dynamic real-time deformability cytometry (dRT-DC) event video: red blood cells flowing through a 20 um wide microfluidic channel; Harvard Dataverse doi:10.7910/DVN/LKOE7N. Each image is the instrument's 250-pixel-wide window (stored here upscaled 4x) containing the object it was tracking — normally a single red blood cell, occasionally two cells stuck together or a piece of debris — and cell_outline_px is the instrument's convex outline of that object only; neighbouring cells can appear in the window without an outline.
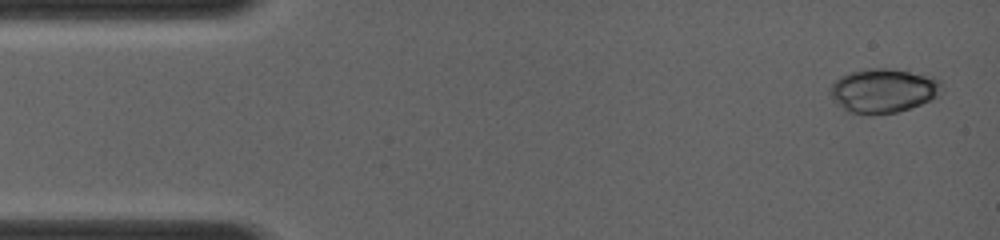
{"species": "common noctule bat (a hibernating species)", "species_latin": "Nyctalus noctula", "temperature_condition": "room temperature", "stored_images_in_passage": 7, "camera_frame_rate_fps": 4000, "um_per_image_px": 0.085, "animal": {"sex": "female", "body_mass_g": 19.0, "forearm_length_mm": 56.7}, "frame": {"image": 1, "passage_image": 1, "time_ms": 0.0, "image_size_px": [1000, 240], "cell_outline_px": [[944, 92], [940, 96], [932, 100], [912, 108], [896, 112], [848, 112], [828, 92], [828, 88], [840, 76], [848, 72], [868, 68], [888, 68], [932, 76], [940, 80]], "centroid_in_image_um": [75.15, 7.66], "position_along_channel_um": 9.9, "area_um2": 28.5}}
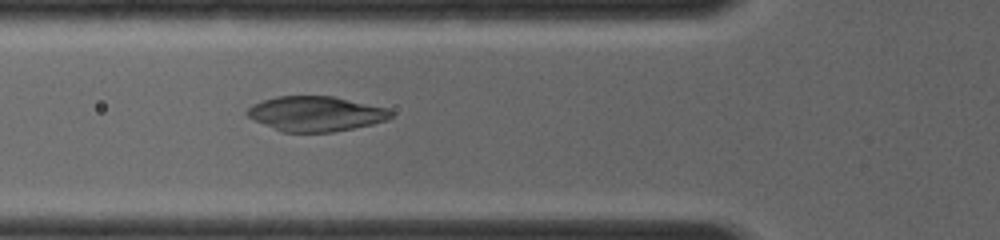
{"frame": {"image": 2, "passage_image": 7, "time_ms": 4.25, "image_size_px": [1000, 240], "cell_outline_px": [[392, 116], [388, 120], [372, 124], [332, 132], [284, 132], [256, 120], [248, 116], [244, 112], [252, 104], [276, 96], [332, 96], [388, 108], [392, 112]], "centroid_in_image_um": [26.86, 9.66], "position_along_channel_um": 98.9, "area_um2": 29.02}}